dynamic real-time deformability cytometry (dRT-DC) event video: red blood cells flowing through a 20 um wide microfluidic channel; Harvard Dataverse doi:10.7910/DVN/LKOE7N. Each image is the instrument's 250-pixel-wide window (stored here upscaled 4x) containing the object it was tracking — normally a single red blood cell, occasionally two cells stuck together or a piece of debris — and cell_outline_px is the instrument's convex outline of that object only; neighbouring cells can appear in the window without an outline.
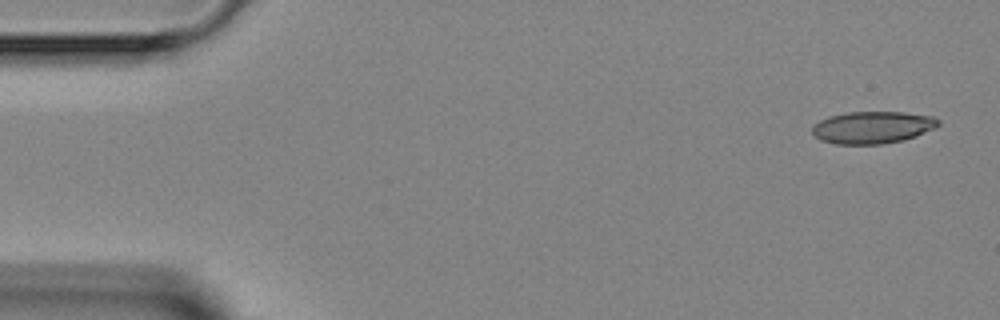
{"species": "Egyptian fruit bat (a non-hibernating species)", "species_latin": "Rousettus aegyptiacus", "temperature_condition": "room temperature", "stored_images_in_passage": 4, "camera_frame_rate_fps": 3000, "um_per_image_px": 0.085, "animal": {"sex": "female"}, "frame": {"image": 1, "passage_image": 1, "time_ms": 0.0, "image_size_px": [1000, 320], "cell_outline_px": [[940, 124], [936, 128], [916, 136], [904, 140], [880, 144], [836, 144], [820, 140], [812, 132], [812, 128], [820, 120], [828, 116], [848, 112], [904, 112], [932, 116], [940, 120]], "centroid_in_image_um": [74.19, 10.83], "position_along_channel_um": 10.8, "area_um2": 23.7}}
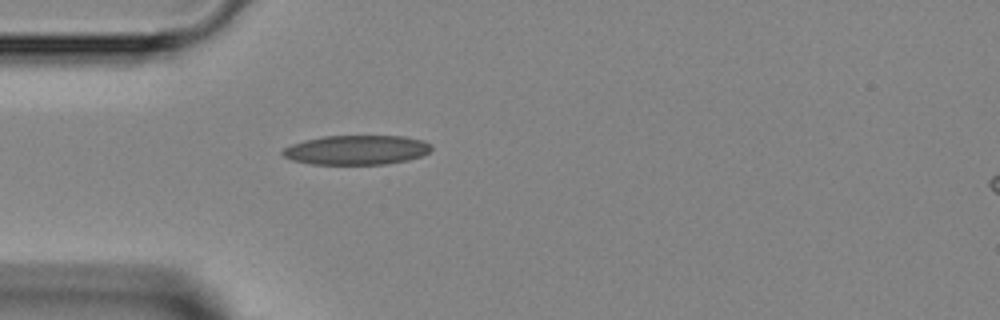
{"frame": {"image": 2, "passage_image": 4, "time_ms": 3.667, "image_size_px": [1000, 320], "cell_outline_px": [[432, 148], [428, 152], [420, 156], [408, 160], [384, 164], [308, 164], [292, 160], [284, 156], [280, 152], [284, 148], [292, 144], [304, 140], [324, 136], [404, 136], [424, 140], [432, 144]], "centroid_in_image_um": [30.31, 12.74], "position_along_channel_um": 54.7, "area_um2": 25.61}}